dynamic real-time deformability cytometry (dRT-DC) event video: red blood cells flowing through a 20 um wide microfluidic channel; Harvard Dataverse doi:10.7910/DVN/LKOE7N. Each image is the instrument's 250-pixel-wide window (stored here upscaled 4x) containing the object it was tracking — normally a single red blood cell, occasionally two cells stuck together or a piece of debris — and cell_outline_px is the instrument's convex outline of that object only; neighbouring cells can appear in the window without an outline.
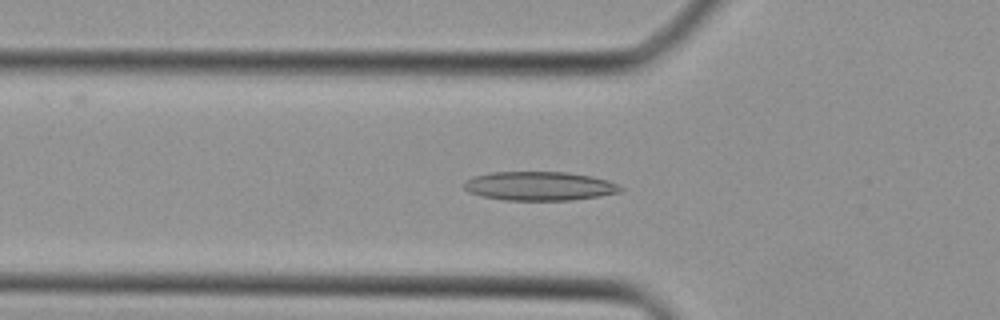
{"species": "Egyptian fruit bat (a non-hibernating species)", "species_latin": "Rousettus aegyptiacus", "temperature_condition": "cold", "stored_images_in_passage": 32, "camera_frame_rate_fps": 3000, "um_per_image_px": 0.085, "animal": {"sex": "female"}, "frame": {"image": 1, "passage_image": 8, "time_ms": 2.333, "image_size_px": [1000, 320], "cell_outline_px": [[624, 188], [620, 192], [600, 196], [572, 200], [504, 200], [484, 196], [468, 192], [464, 188], [464, 184], [468, 180], [476, 176], [492, 172], [568, 172], [592, 176], [608, 180]], "centroid_in_image_um": [45.9, 15.81], "position_along_channel_um": 79.9, "area_um2": 26.24}}
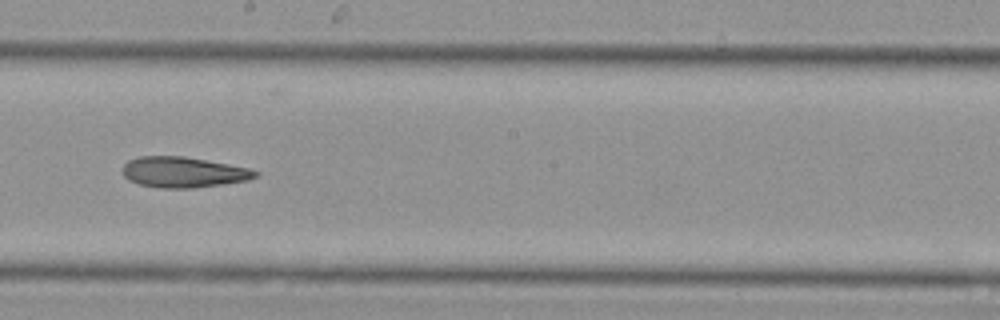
{"frame": {"image": 2, "passage_image": 17, "time_ms": 5.333, "image_size_px": [1000, 320], "cell_outline_px": [[260, 172], [256, 176], [248, 180], [224, 184], [192, 188], [160, 188], [140, 184], [128, 180], [124, 176], [124, 164], [128, 160], [140, 156], [184, 156], [228, 164], [248, 168]], "centroid_in_image_um": [15.58, 14.64], "position_along_channel_um": 232.6, "area_um2": 23.58}}
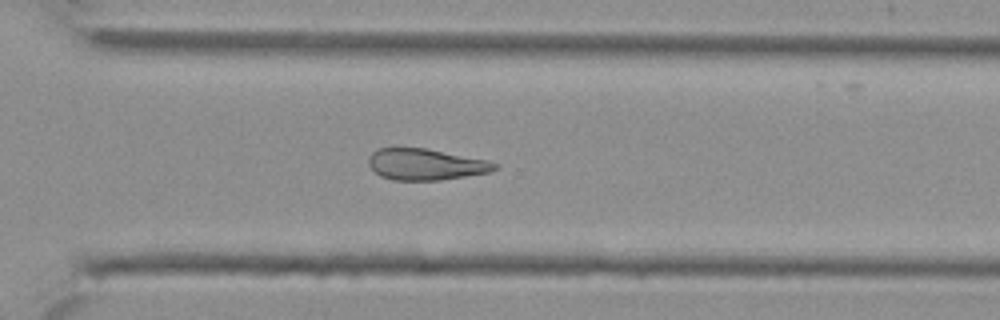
{"frame": {"image": 3, "passage_image": 23, "time_ms": 7.333, "image_size_px": [1000, 320], "cell_outline_px": [[500, 164], [496, 168], [488, 172], [440, 180], [392, 180], [380, 176], [368, 164], [368, 156], [372, 152], [380, 148], [424, 148], [484, 160]], "centroid_in_image_um": [36.12, 13.98], "position_along_channel_um": 334.5, "area_um2": 22.6}}